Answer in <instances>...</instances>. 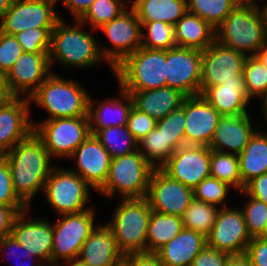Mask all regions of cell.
I'll list each match as a JSON object with an SVG mask.
<instances>
[{"label":"cell","mask_w":267,"mask_h":266,"mask_svg":"<svg viewBox=\"0 0 267 266\" xmlns=\"http://www.w3.org/2000/svg\"><path fill=\"white\" fill-rule=\"evenodd\" d=\"M126 3L124 0H95L79 20L83 24L89 21L93 29L98 30L126 11Z\"/></svg>","instance_id":"cell-38"},{"label":"cell","mask_w":267,"mask_h":266,"mask_svg":"<svg viewBox=\"0 0 267 266\" xmlns=\"http://www.w3.org/2000/svg\"><path fill=\"white\" fill-rule=\"evenodd\" d=\"M25 210H28L27 206L0 205V240L10 235L16 216Z\"/></svg>","instance_id":"cell-50"},{"label":"cell","mask_w":267,"mask_h":266,"mask_svg":"<svg viewBox=\"0 0 267 266\" xmlns=\"http://www.w3.org/2000/svg\"><path fill=\"white\" fill-rule=\"evenodd\" d=\"M76 158L77 171L93 189L99 190L105 183L111 165V156L93 135L81 143L70 158Z\"/></svg>","instance_id":"cell-22"},{"label":"cell","mask_w":267,"mask_h":266,"mask_svg":"<svg viewBox=\"0 0 267 266\" xmlns=\"http://www.w3.org/2000/svg\"><path fill=\"white\" fill-rule=\"evenodd\" d=\"M58 0H13L0 24V31L16 35L26 29L54 28L60 17L54 12Z\"/></svg>","instance_id":"cell-13"},{"label":"cell","mask_w":267,"mask_h":266,"mask_svg":"<svg viewBox=\"0 0 267 266\" xmlns=\"http://www.w3.org/2000/svg\"><path fill=\"white\" fill-rule=\"evenodd\" d=\"M245 255L249 258L252 266H267V241L252 238Z\"/></svg>","instance_id":"cell-49"},{"label":"cell","mask_w":267,"mask_h":266,"mask_svg":"<svg viewBox=\"0 0 267 266\" xmlns=\"http://www.w3.org/2000/svg\"><path fill=\"white\" fill-rule=\"evenodd\" d=\"M218 211L217 206L193 198L182 216L183 227L207 237L211 233Z\"/></svg>","instance_id":"cell-36"},{"label":"cell","mask_w":267,"mask_h":266,"mask_svg":"<svg viewBox=\"0 0 267 266\" xmlns=\"http://www.w3.org/2000/svg\"><path fill=\"white\" fill-rule=\"evenodd\" d=\"M207 245V237L191 229L183 230L162 246L156 254L164 266H191Z\"/></svg>","instance_id":"cell-25"},{"label":"cell","mask_w":267,"mask_h":266,"mask_svg":"<svg viewBox=\"0 0 267 266\" xmlns=\"http://www.w3.org/2000/svg\"><path fill=\"white\" fill-rule=\"evenodd\" d=\"M202 51L174 47L166 50L167 86L180 90L186 96L200 94Z\"/></svg>","instance_id":"cell-15"},{"label":"cell","mask_w":267,"mask_h":266,"mask_svg":"<svg viewBox=\"0 0 267 266\" xmlns=\"http://www.w3.org/2000/svg\"><path fill=\"white\" fill-rule=\"evenodd\" d=\"M138 144H141L143 148V150H141L140 147H138V150L155 169H160L175 152L174 149L166 143L162 130H159L157 127L138 141Z\"/></svg>","instance_id":"cell-37"},{"label":"cell","mask_w":267,"mask_h":266,"mask_svg":"<svg viewBox=\"0 0 267 266\" xmlns=\"http://www.w3.org/2000/svg\"><path fill=\"white\" fill-rule=\"evenodd\" d=\"M255 56L262 62V64L267 69V41L264 45L257 51Z\"/></svg>","instance_id":"cell-57"},{"label":"cell","mask_w":267,"mask_h":266,"mask_svg":"<svg viewBox=\"0 0 267 266\" xmlns=\"http://www.w3.org/2000/svg\"><path fill=\"white\" fill-rule=\"evenodd\" d=\"M238 158L243 191L249 181L267 173V137L255 132Z\"/></svg>","instance_id":"cell-30"},{"label":"cell","mask_w":267,"mask_h":266,"mask_svg":"<svg viewBox=\"0 0 267 266\" xmlns=\"http://www.w3.org/2000/svg\"><path fill=\"white\" fill-rule=\"evenodd\" d=\"M18 198L28 207L51 173L50 154L34 131L4 154Z\"/></svg>","instance_id":"cell-1"},{"label":"cell","mask_w":267,"mask_h":266,"mask_svg":"<svg viewBox=\"0 0 267 266\" xmlns=\"http://www.w3.org/2000/svg\"><path fill=\"white\" fill-rule=\"evenodd\" d=\"M247 56L216 40L202 51L200 94L210 86L240 80Z\"/></svg>","instance_id":"cell-12"},{"label":"cell","mask_w":267,"mask_h":266,"mask_svg":"<svg viewBox=\"0 0 267 266\" xmlns=\"http://www.w3.org/2000/svg\"><path fill=\"white\" fill-rule=\"evenodd\" d=\"M248 115L247 113L237 116H221L209 148L218 152L229 153L226 151V147L233 150L234 154H240L256 132Z\"/></svg>","instance_id":"cell-23"},{"label":"cell","mask_w":267,"mask_h":266,"mask_svg":"<svg viewBox=\"0 0 267 266\" xmlns=\"http://www.w3.org/2000/svg\"><path fill=\"white\" fill-rule=\"evenodd\" d=\"M0 248H2L1 251L3 252H4V249L9 250V248H11L10 253L12 256L17 255L15 248L20 249V252L17 255L18 257L20 256V258H24L28 260L30 257L35 258V256L30 254V252H28L27 249H24V247L19 242H17L11 235L6 236L0 240ZM19 266H26V265L23 262H21V265L19 264ZM27 266H30V264ZM31 266H45V265L39 264V265H31Z\"/></svg>","instance_id":"cell-53"},{"label":"cell","mask_w":267,"mask_h":266,"mask_svg":"<svg viewBox=\"0 0 267 266\" xmlns=\"http://www.w3.org/2000/svg\"><path fill=\"white\" fill-rule=\"evenodd\" d=\"M156 124L157 120L147 113L139 111L134 106L131 108L128 115L127 128L137 141H140L150 133L156 127Z\"/></svg>","instance_id":"cell-47"},{"label":"cell","mask_w":267,"mask_h":266,"mask_svg":"<svg viewBox=\"0 0 267 266\" xmlns=\"http://www.w3.org/2000/svg\"><path fill=\"white\" fill-rule=\"evenodd\" d=\"M241 193L247 195V197L251 196L267 204V173L249 181Z\"/></svg>","instance_id":"cell-51"},{"label":"cell","mask_w":267,"mask_h":266,"mask_svg":"<svg viewBox=\"0 0 267 266\" xmlns=\"http://www.w3.org/2000/svg\"><path fill=\"white\" fill-rule=\"evenodd\" d=\"M184 123L185 99L180 108L170 112L165 118L157 121L156 127L162 130L166 143H168L174 151L185 145Z\"/></svg>","instance_id":"cell-40"},{"label":"cell","mask_w":267,"mask_h":266,"mask_svg":"<svg viewBox=\"0 0 267 266\" xmlns=\"http://www.w3.org/2000/svg\"><path fill=\"white\" fill-rule=\"evenodd\" d=\"M12 98H14V96L9 90L6 73L0 71V103L8 102Z\"/></svg>","instance_id":"cell-55"},{"label":"cell","mask_w":267,"mask_h":266,"mask_svg":"<svg viewBox=\"0 0 267 266\" xmlns=\"http://www.w3.org/2000/svg\"><path fill=\"white\" fill-rule=\"evenodd\" d=\"M262 98H263V105H267V90Z\"/></svg>","instance_id":"cell-64"},{"label":"cell","mask_w":267,"mask_h":266,"mask_svg":"<svg viewBox=\"0 0 267 266\" xmlns=\"http://www.w3.org/2000/svg\"><path fill=\"white\" fill-rule=\"evenodd\" d=\"M243 77L249 99L264 96L267 90V69L256 56H247Z\"/></svg>","instance_id":"cell-41"},{"label":"cell","mask_w":267,"mask_h":266,"mask_svg":"<svg viewBox=\"0 0 267 266\" xmlns=\"http://www.w3.org/2000/svg\"><path fill=\"white\" fill-rule=\"evenodd\" d=\"M145 198L152 211L182 217L194 194L192 188L156 168L150 177Z\"/></svg>","instance_id":"cell-14"},{"label":"cell","mask_w":267,"mask_h":266,"mask_svg":"<svg viewBox=\"0 0 267 266\" xmlns=\"http://www.w3.org/2000/svg\"><path fill=\"white\" fill-rule=\"evenodd\" d=\"M95 0H63L64 5L72 12L74 20H79Z\"/></svg>","instance_id":"cell-54"},{"label":"cell","mask_w":267,"mask_h":266,"mask_svg":"<svg viewBox=\"0 0 267 266\" xmlns=\"http://www.w3.org/2000/svg\"><path fill=\"white\" fill-rule=\"evenodd\" d=\"M120 93L121 97H123V99L127 101V104H123L124 102L117 98H108L103 102L100 101L97 109L96 107L94 109V102L92 98H89L88 119L91 134L94 135L98 130L111 126H127L128 115L131 108L133 107V99L131 94L124 91L122 88L120 89Z\"/></svg>","instance_id":"cell-28"},{"label":"cell","mask_w":267,"mask_h":266,"mask_svg":"<svg viewBox=\"0 0 267 266\" xmlns=\"http://www.w3.org/2000/svg\"><path fill=\"white\" fill-rule=\"evenodd\" d=\"M90 95L81 84L69 81L51 73L39 88L29 97L50 114L47 120L88 116Z\"/></svg>","instance_id":"cell-3"},{"label":"cell","mask_w":267,"mask_h":266,"mask_svg":"<svg viewBox=\"0 0 267 266\" xmlns=\"http://www.w3.org/2000/svg\"><path fill=\"white\" fill-rule=\"evenodd\" d=\"M225 266H252L245 254L230 255Z\"/></svg>","instance_id":"cell-56"},{"label":"cell","mask_w":267,"mask_h":266,"mask_svg":"<svg viewBox=\"0 0 267 266\" xmlns=\"http://www.w3.org/2000/svg\"><path fill=\"white\" fill-rule=\"evenodd\" d=\"M53 29L54 28L26 29L14 36L21 44L23 52L49 53Z\"/></svg>","instance_id":"cell-42"},{"label":"cell","mask_w":267,"mask_h":266,"mask_svg":"<svg viewBox=\"0 0 267 266\" xmlns=\"http://www.w3.org/2000/svg\"><path fill=\"white\" fill-rule=\"evenodd\" d=\"M242 0H187L188 11L215 30Z\"/></svg>","instance_id":"cell-34"},{"label":"cell","mask_w":267,"mask_h":266,"mask_svg":"<svg viewBox=\"0 0 267 266\" xmlns=\"http://www.w3.org/2000/svg\"><path fill=\"white\" fill-rule=\"evenodd\" d=\"M13 0H0V21L3 19L6 11L11 7Z\"/></svg>","instance_id":"cell-58"},{"label":"cell","mask_w":267,"mask_h":266,"mask_svg":"<svg viewBox=\"0 0 267 266\" xmlns=\"http://www.w3.org/2000/svg\"><path fill=\"white\" fill-rule=\"evenodd\" d=\"M182 217L152 211L147 229V252L156 253L183 230Z\"/></svg>","instance_id":"cell-32"},{"label":"cell","mask_w":267,"mask_h":266,"mask_svg":"<svg viewBox=\"0 0 267 266\" xmlns=\"http://www.w3.org/2000/svg\"><path fill=\"white\" fill-rule=\"evenodd\" d=\"M89 187L75 170L54 167L45 182L44 194L48 204L61 215L77 214L84 208L89 198Z\"/></svg>","instance_id":"cell-9"},{"label":"cell","mask_w":267,"mask_h":266,"mask_svg":"<svg viewBox=\"0 0 267 266\" xmlns=\"http://www.w3.org/2000/svg\"><path fill=\"white\" fill-rule=\"evenodd\" d=\"M99 29L105 32L113 46L112 49H99L103 59L111 65L112 70L141 47L142 24L132 7L130 11H124Z\"/></svg>","instance_id":"cell-11"},{"label":"cell","mask_w":267,"mask_h":266,"mask_svg":"<svg viewBox=\"0 0 267 266\" xmlns=\"http://www.w3.org/2000/svg\"><path fill=\"white\" fill-rule=\"evenodd\" d=\"M210 176L242 191V179L237 154L211 150Z\"/></svg>","instance_id":"cell-35"},{"label":"cell","mask_w":267,"mask_h":266,"mask_svg":"<svg viewBox=\"0 0 267 266\" xmlns=\"http://www.w3.org/2000/svg\"><path fill=\"white\" fill-rule=\"evenodd\" d=\"M230 186L214 177L204 178L193 188L194 198L217 206L225 202Z\"/></svg>","instance_id":"cell-43"},{"label":"cell","mask_w":267,"mask_h":266,"mask_svg":"<svg viewBox=\"0 0 267 266\" xmlns=\"http://www.w3.org/2000/svg\"><path fill=\"white\" fill-rule=\"evenodd\" d=\"M113 73L124 91H145L167 86L166 50L138 48Z\"/></svg>","instance_id":"cell-4"},{"label":"cell","mask_w":267,"mask_h":266,"mask_svg":"<svg viewBox=\"0 0 267 266\" xmlns=\"http://www.w3.org/2000/svg\"><path fill=\"white\" fill-rule=\"evenodd\" d=\"M38 125L33 123V131L43 141L51 157L70 158L91 134L88 116L55 118Z\"/></svg>","instance_id":"cell-8"},{"label":"cell","mask_w":267,"mask_h":266,"mask_svg":"<svg viewBox=\"0 0 267 266\" xmlns=\"http://www.w3.org/2000/svg\"><path fill=\"white\" fill-rule=\"evenodd\" d=\"M74 26H68L61 18L51 33L49 60H58L63 66L87 67L103 60L96 40L83 31L82 22L75 20Z\"/></svg>","instance_id":"cell-6"},{"label":"cell","mask_w":267,"mask_h":266,"mask_svg":"<svg viewBox=\"0 0 267 266\" xmlns=\"http://www.w3.org/2000/svg\"><path fill=\"white\" fill-rule=\"evenodd\" d=\"M258 238L267 241V224Z\"/></svg>","instance_id":"cell-62"},{"label":"cell","mask_w":267,"mask_h":266,"mask_svg":"<svg viewBox=\"0 0 267 266\" xmlns=\"http://www.w3.org/2000/svg\"><path fill=\"white\" fill-rule=\"evenodd\" d=\"M62 216L63 219L53 224L51 266L61 259L63 261L79 258L83 243L96 228L94 210L91 208L77 214Z\"/></svg>","instance_id":"cell-10"},{"label":"cell","mask_w":267,"mask_h":266,"mask_svg":"<svg viewBox=\"0 0 267 266\" xmlns=\"http://www.w3.org/2000/svg\"><path fill=\"white\" fill-rule=\"evenodd\" d=\"M124 255L106 224L99 225L83 243L79 258L89 266H114Z\"/></svg>","instance_id":"cell-26"},{"label":"cell","mask_w":267,"mask_h":266,"mask_svg":"<svg viewBox=\"0 0 267 266\" xmlns=\"http://www.w3.org/2000/svg\"><path fill=\"white\" fill-rule=\"evenodd\" d=\"M154 169L139 150L113 158L107 179L98 191L110 198L116 192L122 199L145 198Z\"/></svg>","instance_id":"cell-7"},{"label":"cell","mask_w":267,"mask_h":266,"mask_svg":"<svg viewBox=\"0 0 267 266\" xmlns=\"http://www.w3.org/2000/svg\"><path fill=\"white\" fill-rule=\"evenodd\" d=\"M263 114H265L266 122H267V105H263L262 107ZM267 137V133L263 134Z\"/></svg>","instance_id":"cell-63"},{"label":"cell","mask_w":267,"mask_h":266,"mask_svg":"<svg viewBox=\"0 0 267 266\" xmlns=\"http://www.w3.org/2000/svg\"><path fill=\"white\" fill-rule=\"evenodd\" d=\"M0 205L26 206L14 191L11 171L4 155H0Z\"/></svg>","instance_id":"cell-45"},{"label":"cell","mask_w":267,"mask_h":266,"mask_svg":"<svg viewBox=\"0 0 267 266\" xmlns=\"http://www.w3.org/2000/svg\"><path fill=\"white\" fill-rule=\"evenodd\" d=\"M132 266H164L156 253H133L124 256Z\"/></svg>","instance_id":"cell-52"},{"label":"cell","mask_w":267,"mask_h":266,"mask_svg":"<svg viewBox=\"0 0 267 266\" xmlns=\"http://www.w3.org/2000/svg\"><path fill=\"white\" fill-rule=\"evenodd\" d=\"M200 95L222 116L247 114L246 107L250 99L248 98L244 77L240 80L207 87Z\"/></svg>","instance_id":"cell-24"},{"label":"cell","mask_w":267,"mask_h":266,"mask_svg":"<svg viewBox=\"0 0 267 266\" xmlns=\"http://www.w3.org/2000/svg\"><path fill=\"white\" fill-rule=\"evenodd\" d=\"M94 136L108 151L111 158H116L138 150V141L132 136L127 126L108 127L98 130Z\"/></svg>","instance_id":"cell-33"},{"label":"cell","mask_w":267,"mask_h":266,"mask_svg":"<svg viewBox=\"0 0 267 266\" xmlns=\"http://www.w3.org/2000/svg\"><path fill=\"white\" fill-rule=\"evenodd\" d=\"M64 262L67 263V266H89L88 264H86L85 262H83L80 258H74V259H67V260H64ZM59 263H56L52 266H59Z\"/></svg>","instance_id":"cell-59"},{"label":"cell","mask_w":267,"mask_h":266,"mask_svg":"<svg viewBox=\"0 0 267 266\" xmlns=\"http://www.w3.org/2000/svg\"><path fill=\"white\" fill-rule=\"evenodd\" d=\"M26 212L27 210L16 216L10 235L38 260L42 259L51 265L53 225L41 219L26 221Z\"/></svg>","instance_id":"cell-21"},{"label":"cell","mask_w":267,"mask_h":266,"mask_svg":"<svg viewBox=\"0 0 267 266\" xmlns=\"http://www.w3.org/2000/svg\"><path fill=\"white\" fill-rule=\"evenodd\" d=\"M152 210L146 198L123 199L107 225L118 249L126 256L147 252V229Z\"/></svg>","instance_id":"cell-5"},{"label":"cell","mask_w":267,"mask_h":266,"mask_svg":"<svg viewBox=\"0 0 267 266\" xmlns=\"http://www.w3.org/2000/svg\"><path fill=\"white\" fill-rule=\"evenodd\" d=\"M221 114L200 94L185 97V145H210Z\"/></svg>","instance_id":"cell-19"},{"label":"cell","mask_w":267,"mask_h":266,"mask_svg":"<svg viewBox=\"0 0 267 266\" xmlns=\"http://www.w3.org/2000/svg\"><path fill=\"white\" fill-rule=\"evenodd\" d=\"M261 12H262V15L264 17L265 31H266V36H267V3L263 7V9L261 10Z\"/></svg>","instance_id":"cell-60"},{"label":"cell","mask_w":267,"mask_h":266,"mask_svg":"<svg viewBox=\"0 0 267 266\" xmlns=\"http://www.w3.org/2000/svg\"><path fill=\"white\" fill-rule=\"evenodd\" d=\"M148 35L142 33L141 46L148 49L169 50L176 47L174 25L161 21H140Z\"/></svg>","instance_id":"cell-39"},{"label":"cell","mask_w":267,"mask_h":266,"mask_svg":"<svg viewBox=\"0 0 267 266\" xmlns=\"http://www.w3.org/2000/svg\"><path fill=\"white\" fill-rule=\"evenodd\" d=\"M248 198L249 201L241 211L251 238H258L267 224V204L251 196Z\"/></svg>","instance_id":"cell-44"},{"label":"cell","mask_w":267,"mask_h":266,"mask_svg":"<svg viewBox=\"0 0 267 266\" xmlns=\"http://www.w3.org/2000/svg\"><path fill=\"white\" fill-rule=\"evenodd\" d=\"M131 94L133 106L155 120L165 118L180 108L186 97L180 90L168 86L145 91H126Z\"/></svg>","instance_id":"cell-27"},{"label":"cell","mask_w":267,"mask_h":266,"mask_svg":"<svg viewBox=\"0 0 267 266\" xmlns=\"http://www.w3.org/2000/svg\"><path fill=\"white\" fill-rule=\"evenodd\" d=\"M230 254L206 245L191 266H225Z\"/></svg>","instance_id":"cell-48"},{"label":"cell","mask_w":267,"mask_h":266,"mask_svg":"<svg viewBox=\"0 0 267 266\" xmlns=\"http://www.w3.org/2000/svg\"><path fill=\"white\" fill-rule=\"evenodd\" d=\"M131 7L139 21H161L172 25L188 12L187 0H135Z\"/></svg>","instance_id":"cell-31"},{"label":"cell","mask_w":267,"mask_h":266,"mask_svg":"<svg viewBox=\"0 0 267 266\" xmlns=\"http://www.w3.org/2000/svg\"><path fill=\"white\" fill-rule=\"evenodd\" d=\"M211 149L202 145L179 147L160 168L170 178L195 188L204 178L210 177Z\"/></svg>","instance_id":"cell-16"},{"label":"cell","mask_w":267,"mask_h":266,"mask_svg":"<svg viewBox=\"0 0 267 266\" xmlns=\"http://www.w3.org/2000/svg\"><path fill=\"white\" fill-rule=\"evenodd\" d=\"M29 98L14 97L0 105V155L9 152L34 130L29 119Z\"/></svg>","instance_id":"cell-20"},{"label":"cell","mask_w":267,"mask_h":266,"mask_svg":"<svg viewBox=\"0 0 267 266\" xmlns=\"http://www.w3.org/2000/svg\"><path fill=\"white\" fill-rule=\"evenodd\" d=\"M114 266H132L131 263L123 257L119 262H117Z\"/></svg>","instance_id":"cell-61"},{"label":"cell","mask_w":267,"mask_h":266,"mask_svg":"<svg viewBox=\"0 0 267 266\" xmlns=\"http://www.w3.org/2000/svg\"><path fill=\"white\" fill-rule=\"evenodd\" d=\"M22 53L21 44L15 36L0 31V71L7 74Z\"/></svg>","instance_id":"cell-46"},{"label":"cell","mask_w":267,"mask_h":266,"mask_svg":"<svg viewBox=\"0 0 267 266\" xmlns=\"http://www.w3.org/2000/svg\"><path fill=\"white\" fill-rule=\"evenodd\" d=\"M176 46L204 51L215 41V29L189 11L174 25Z\"/></svg>","instance_id":"cell-29"},{"label":"cell","mask_w":267,"mask_h":266,"mask_svg":"<svg viewBox=\"0 0 267 266\" xmlns=\"http://www.w3.org/2000/svg\"><path fill=\"white\" fill-rule=\"evenodd\" d=\"M215 40L246 56L254 51L249 56H255L267 41L264 17L255 0H242L215 30Z\"/></svg>","instance_id":"cell-2"},{"label":"cell","mask_w":267,"mask_h":266,"mask_svg":"<svg viewBox=\"0 0 267 266\" xmlns=\"http://www.w3.org/2000/svg\"><path fill=\"white\" fill-rule=\"evenodd\" d=\"M49 53L23 52L7 72V83L14 97L28 92L29 98L52 73Z\"/></svg>","instance_id":"cell-18"},{"label":"cell","mask_w":267,"mask_h":266,"mask_svg":"<svg viewBox=\"0 0 267 266\" xmlns=\"http://www.w3.org/2000/svg\"><path fill=\"white\" fill-rule=\"evenodd\" d=\"M251 240L241 208L231 209L223 203L207 236V245L230 255H241L245 254Z\"/></svg>","instance_id":"cell-17"}]
</instances>
